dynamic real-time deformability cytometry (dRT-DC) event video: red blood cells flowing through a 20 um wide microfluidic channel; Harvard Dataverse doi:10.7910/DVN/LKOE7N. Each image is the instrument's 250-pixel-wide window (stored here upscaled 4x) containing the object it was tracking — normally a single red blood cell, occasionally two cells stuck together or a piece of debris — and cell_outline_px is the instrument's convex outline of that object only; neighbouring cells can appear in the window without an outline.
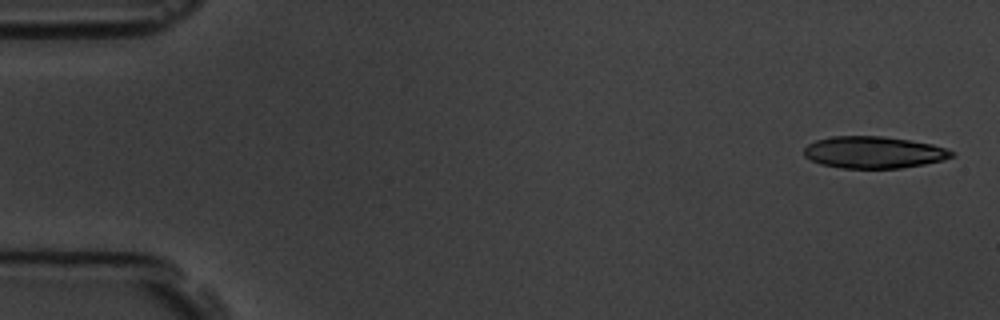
{"species": "common noctule bat (a hibernating species)", "species_latin": "Nyctalus noctula", "temperature_condition": "room temperature", "stored_images_in_passage": 13, "camera_frame_rate_fps": 3000, "um_per_image_px": 0.085, "animal": {"sex": "male", "body_mass_g": 19.5, "forearm_length_mm": 54.6}, "frame": {"image": 1, "passage_image": 1, "time_ms": 0.0, "image_size_px": [1000, 320], "cell_outline_px": [[956, 156], [944, 160], [924, 164], [900, 168], [840, 168], [820, 164], [804, 156], [804, 148], [808, 144], [816, 140], [832, 136], [884, 136], [932, 144], [956, 152]], "centroid_in_image_um": [74.28, 12.95], "position_along_channel_um": 10.7, "area_um2": 27.51}}
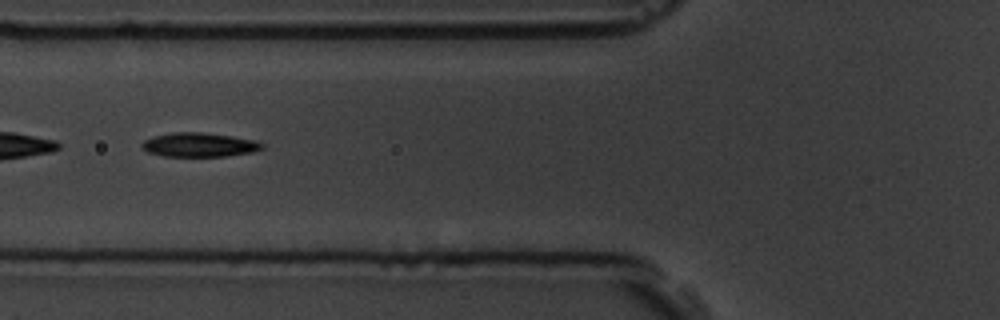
{"frame": {"image": 2, "passage_image": 6, "time_ms": 6.667, "image_size_px": [1000, 320], "cell_outline_px": [[264, 148], [252, 152], [228, 156], [164, 156], [148, 152], [140, 144], [144, 140], [152, 136], [172, 132], [200, 132], [232, 136], [256, 140], [264, 144]], "centroid_in_image_um": [16.95, 12.3], "position_along_channel_um": 108.9, "area_um2": 16.94}}
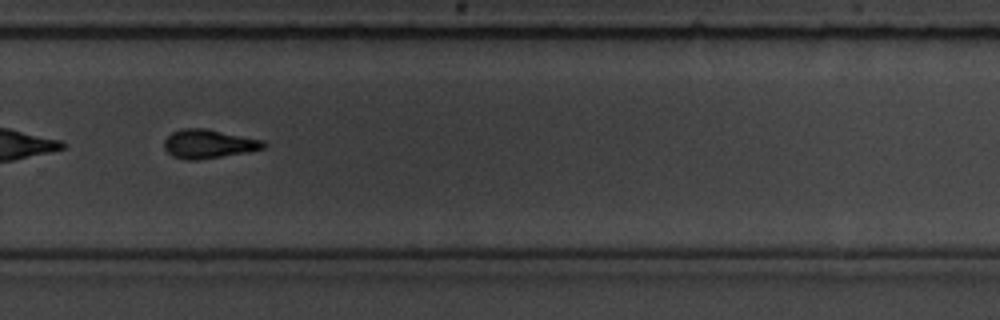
{"frame": {"image": 3, "passage_image": 11, "time_ms": 12.333, "image_size_px": [1000, 320], "cell_outline_px": [[268, 144], [264, 148], [248, 152], [200, 160], [188, 160], [172, 156], [164, 148], [164, 140], [172, 132], [180, 128], [208, 128], [264, 140]], "centroid_in_image_um": [17.75, 12.22], "position_along_channel_um": 312.1, "area_um2": 16.99}, "authors_computed_cell_mechanics": {"area_um2": 17.1088, "velocity_mm_per_s": 3.5925, "shape_relaxation_time_tau1_ms": 2.755, "shape_relaxation_time_tau2_ms": 4.0666, "deformation_change_tau1": 0.1207, "deformation_change_tau2": 0.0901}}